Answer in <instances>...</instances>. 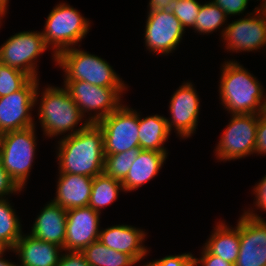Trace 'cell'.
I'll return each instance as SVG.
<instances>
[{
    "mask_svg": "<svg viewBox=\"0 0 266 266\" xmlns=\"http://www.w3.org/2000/svg\"><path fill=\"white\" fill-rule=\"evenodd\" d=\"M57 144L58 173L94 178L104 172L103 133L97 124L89 123L83 130L61 137Z\"/></svg>",
    "mask_w": 266,
    "mask_h": 266,
    "instance_id": "obj_1",
    "label": "cell"
},
{
    "mask_svg": "<svg viewBox=\"0 0 266 266\" xmlns=\"http://www.w3.org/2000/svg\"><path fill=\"white\" fill-rule=\"evenodd\" d=\"M221 66L218 92L227 113H265L266 93L257 77L234 59Z\"/></svg>",
    "mask_w": 266,
    "mask_h": 266,
    "instance_id": "obj_2",
    "label": "cell"
},
{
    "mask_svg": "<svg viewBox=\"0 0 266 266\" xmlns=\"http://www.w3.org/2000/svg\"><path fill=\"white\" fill-rule=\"evenodd\" d=\"M39 85L40 83L35 92V106L37 104L39 106L37 116L46 138L51 139L61 135L67 137L83 130L89 124L64 86L47 84V87L41 88L42 92H40ZM40 93L41 98H39ZM80 122H83L82 125Z\"/></svg>",
    "mask_w": 266,
    "mask_h": 266,
    "instance_id": "obj_3",
    "label": "cell"
},
{
    "mask_svg": "<svg viewBox=\"0 0 266 266\" xmlns=\"http://www.w3.org/2000/svg\"><path fill=\"white\" fill-rule=\"evenodd\" d=\"M56 66L64 72V81H85L101 87H129L105 59L84 51L80 46L63 50Z\"/></svg>",
    "mask_w": 266,
    "mask_h": 266,
    "instance_id": "obj_4",
    "label": "cell"
},
{
    "mask_svg": "<svg viewBox=\"0 0 266 266\" xmlns=\"http://www.w3.org/2000/svg\"><path fill=\"white\" fill-rule=\"evenodd\" d=\"M91 22L71 5L60 2L48 14L41 32L46 46L52 49V59L68 48L80 46L89 33ZM79 44V45H77Z\"/></svg>",
    "mask_w": 266,
    "mask_h": 266,
    "instance_id": "obj_5",
    "label": "cell"
},
{
    "mask_svg": "<svg viewBox=\"0 0 266 266\" xmlns=\"http://www.w3.org/2000/svg\"><path fill=\"white\" fill-rule=\"evenodd\" d=\"M36 127L8 131L0 137L2 166L23 191L36 158Z\"/></svg>",
    "mask_w": 266,
    "mask_h": 266,
    "instance_id": "obj_6",
    "label": "cell"
},
{
    "mask_svg": "<svg viewBox=\"0 0 266 266\" xmlns=\"http://www.w3.org/2000/svg\"><path fill=\"white\" fill-rule=\"evenodd\" d=\"M63 83L83 117L88 123L93 124L117 110L123 104L121 98L128 89V87H101L85 81Z\"/></svg>",
    "mask_w": 266,
    "mask_h": 266,
    "instance_id": "obj_7",
    "label": "cell"
},
{
    "mask_svg": "<svg viewBox=\"0 0 266 266\" xmlns=\"http://www.w3.org/2000/svg\"><path fill=\"white\" fill-rule=\"evenodd\" d=\"M217 142L214 154L219 161H231L254 154L260 114H231Z\"/></svg>",
    "mask_w": 266,
    "mask_h": 266,
    "instance_id": "obj_8",
    "label": "cell"
},
{
    "mask_svg": "<svg viewBox=\"0 0 266 266\" xmlns=\"http://www.w3.org/2000/svg\"><path fill=\"white\" fill-rule=\"evenodd\" d=\"M102 130L104 153L117 154L139 145V112L122 104L96 123Z\"/></svg>",
    "mask_w": 266,
    "mask_h": 266,
    "instance_id": "obj_9",
    "label": "cell"
},
{
    "mask_svg": "<svg viewBox=\"0 0 266 266\" xmlns=\"http://www.w3.org/2000/svg\"><path fill=\"white\" fill-rule=\"evenodd\" d=\"M47 49L41 31H21L10 36L0 46V63L19 69L33 79H39L37 58Z\"/></svg>",
    "mask_w": 266,
    "mask_h": 266,
    "instance_id": "obj_10",
    "label": "cell"
},
{
    "mask_svg": "<svg viewBox=\"0 0 266 266\" xmlns=\"http://www.w3.org/2000/svg\"><path fill=\"white\" fill-rule=\"evenodd\" d=\"M222 41L227 52H254L266 49V17L256 7L244 18H238L225 27Z\"/></svg>",
    "mask_w": 266,
    "mask_h": 266,
    "instance_id": "obj_11",
    "label": "cell"
},
{
    "mask_svg": "<svg viewBox=\"0 0 266 266\" xmlns=\"http://www.w3.org/2000/svg\"><path fill=\"white\" fill-rule=\"evenodd\" d=\"M194 83L185 81L174 91L169 101L170 118L165 117L167 128L172 130L177 137L190 138L198 129L200 114V97L195 89ZM173 128V129H172Z\"/></svg>",
    "mask_w": 266,
    "mask_h": 266,
    "instance_id": "obj_12",
    "label": "cell"
},
{
    "mask_svg": "<svg viewBox=\"0 0 266 266\" xmlns=\"http://www.w3.org/2000/svg\"><path fill=\"white\" fill-rule=\"evenodd\" d=\"M40 79L31 78L20 90L0 97V133L22 130L36 125L33 108Z\"/></svg>",
    "mask_w": 266,
    "mask_h": 266,
    "instance_id": "obj_13",
    "label": "cell"
},
{
    "mask_svg": "<svg viewBox=\"0 0 266 266\" xmlns=\"http://www.w3.org/2000/svg\"><path fill=\"white\" fill-rule=\"evenodd\" d=\"M144 43L150 53L169 55L174 53L185 34L180 21L170 10L147 13ZM173 51V52H172Z\"/></svg>",
    "mask_w": 266,
    "mask_h": 266,
    "instance_id": "obj_14",
    "label": "cell"
},
{
    "mask_svg": "<svg viewBox=\"0 0 266 266\" xmlns=\"http://www.w3.org/2000/svg\"><path fill=\"white\" fill-rule=\"evenodd\" d=\"M101 214L90 206L67 210L64 251H83L99 240Z\"/></svg>",
    "mask_w": 266,
    "mask_h": 266,
    "instance_id": "obj_15",
    "label": "cell"
},
{
    "mask_svg": "<svg viewBox=\"0 0 266 266\" xmlns=\"http://www.w3.org/2000/svg\"><path fill=\"white\" fill-rule=\"evenodd\" d=\"M234 266H266V220L240 216V247Z\"/></svg>",
    "mask_w": 266,
    "mask_h": 266,
    "instance_id": "obj_16",
    "label": "cell"
},
{
    "mask_svg": "<svg viewBox=\"0 0 266 266\" xmlns=\"http://www.w3.org/2000/svg\"><path fill=\"white\" fill-rule=\"evenodd\" d=\"M147 234L145 230L132 225L117 224L100 228L99 240L115 251L130 255L139 263L149 254V248L144 245Z\"/></svg>",
    "mask_w": 266,
    "mask_h": 266,
    "instance_id": "obj_17",
    "label": "cell"
},
{
    "mask_svg": "<svg viewBox=\"0 0 266 266\" xmlns=\"http://www.w3.org/2000/svg\"><path fill=\"white\" fill-rule=\"evenodd\" d=\"M63 251L54 243L23 233L10 252L18 256L19 266H57Z\"/></svg>",
    "mask_w": 266,
    "mask_h": 266,
    "instance_id": "obj_18",
    "label": "cell"
},
{
    "mask_svg": "<svg viewBox=\"0 0 266 266\" xmlns=\"http://www.w3.org/2000/svg\"><path fill=\"white\" fill-rule=\"evenodd\" d=\"M67 210L53 200L47 202L32 224L30 235L64 249Z\"/></svg>",
    "mask_w": 266,
    "mask_h": 266,
    "instance_id": "obj_19",
    "label": "cell"
},
{
    "mask_svg": "<svg viewBox=\"0 0 266 266\" xmlns=\"http://www.w3.org/2000/svg\"><path fill=\"white\" fill-rule=\"evenodd\" d=\"M55 203L65 210L88 206L92 191L93 177L58 173Z\"/></svg>",
    "mask_w": 266,
    "mask_h": 266,
    "instance_id": "obj_20",
    "label": "cell"
},
{
    "mask_svg": "<svg viewBox=\"0 0 266 266\" xmlns=\"http://www.w3.org/2000/svg\"><path fill=\"white\" fill-rule=\"evenodd\" d=\"M168 155L165 152L141 150L125 179L121 182L125 192H131L153 180L162 169Z\"/></svg>",
    "mask_w": 266,
    "mask_h": 266,
    "instance_id": "obj_21",
    "label": "cell"
},
{
    "mask_svg": "<svg viewBox=\"0 0 266 266\" xmlns=\"http://www.w3.org/2000/svg\"><path fill=\"white\" fill-rule=\"evenodd\" d=\"M214 230L203 247L210 253L235 264L240 247V217L236 226L231 227L225 221L215 223Z\"/></svg>",
    "mask_w": 266,
    "mask_h": 266,
    "instance_id": "obj_22",
    "label": "cell"
},
{
    "mask_svg": "<svg viewBox=\"0 0 266 266\" xmlns=\"http://www.w3.org/2000/svg\"><path fill=\"white\" fill-rule=\"evenodd\" d=\"M140 114L139 112L140 149L165 152L168 155L169 152L165 147V143L171 133L167 128L165 116L155 114L143 118Z\"/></svg>",
    "mask_w": 266,
    "mask_h": 266,
    "instance_id": "obj_23",
    "label": "cell"
},
{
    "mask_svg": "<svg viewBox=\"0 0 266 266\" xmlns=\"http://www.w3.org/2000/svg\"><path fill=\"white\" fill-rule=\"evenodd\" d=\"M120 192H125L121 181L107 176L104 172L96 175L93 178L88 206L102 214L101 210L115 202Z\"/></svg>",
    "mask_w": 266,
    "mask_h": 266,
    "instance_id": "obj_24",
    "label": "cell"
},
{
    "mask_svg": "<svg viewBox=\"0 0 266 266\" xmlns=\"http://www.w3.org/2000/svg\"><path fill=\"white\" fill-rule=\"evenodd\" d=\"M90 266H134L137 262L128 254L105 246L100 240L94 241L83 251Z\"/></svg>",
    "mask_w": 266,
    "mask_h": 266,
    "instance_id": "obj_25",
    "label": "cell"
},
{
    "mask_svg": "<svg viewBox=\"0 0 266 266\" xmlns=\"http://www.w3.org/2000/svg\"><path fill=\"white\" fill-rule=\"evenodd\" d=\"M227 20L228 17L226 16V13L220 7L214 4L211 0L207 2L205 1V3H202L199 8V13L192 29L195 33L197 32L200 35H209L222 28L221 35L223 36L225 31L224 26H227L225 24Z\"/></svg>",
    "mask_w": 266,
    "mask_h": 266,
    "instance_id": "obj_26",
    "label": "cell"
},
{
    "mask_svg": "<svg viewBox=\"0 0 266 266\" xmlns=\"http://www.w3.org/2000/svg\"><path fill=\"white\" fill-rule=\"evenodd\" d=\"M8 198L0 199V239L12 248L23 235L21 219Z\"/></svg>",
    "mask_w": 266,
    "mask_h": 266,
    "instance_id": "obj_27",
    "label": "cell"
},
{
    "mask_svg": "<svg viewBox=\"0 0 266 266\" xmlns=\"http://www.w3.org/2000/svg\"><path fill=\"white\" fill-rule=\"evenodd\" d=\"M139 151L140 148H132L126 152L105 154L104 173L122 182L137 158Z\"/></svg>",
    "mask_w": 266,
    "mask_h": 266,
    "instance_id": "obj_28",
    "label": "cell"
},
{
    "mask_svg": "<svg viewBox=\"0 0 266 266\" xmlns=\"http://www.w3.org/2000/svg\"><path fill=\"white\" fill-rule=\"evenodd\" d=\"M30 79L25 72L0 63V97L20 90Z\"/></svg>",
    "mask_w": 266,
    "mask_h": 266,
    "instance_id": "obj_29",
    "label": "cell"
},
{
    "mask_svg": "<svg viewBox=\"0 0 266 266\" xmlns=\"http://www.w3.org/2000/svg\"><path fill=\"white\" fill-rule=\"evenodd\" d=\"M202 3L198 0H173L170 11L180 21L182 27L193 28Z\"/></svg>",
    "mask_w": 266,
    "mask_h": 266,
    "instance_id": "obj_30",
    "label": "cell"
},
{
    "mask_svg": "<svg viewBox=\"0 0 266 266\" xmlns=\"http://www.w3.org/2000/svg\"><path fill=\"white\" fill-rule=\"evenodd\" d=\"M142 266H196V257L191 252L168 255L153 261L150 260Z\"/></svg>",
    "mask_w": 266,
    "mask_h": 266,
    "instance_id": "obj_31",
    "label": "cell"
},
{
    "mask_svg": "<svg viewBox=\"0 0 266 266\" xmlns=\"http://www.w3.org/2000/svg\"><path fill=\"white\" fill-rule=\"evenodd\" d=\"M23 190L10 177L9 173L2 166L0 160V199L9 198L12 194H18Z\"/></svg>",
    "mask_w": 266,
    "mask_h": 266,
    "instance_id": "obj_32",
    "label": "cell"
},
{
    "mask_svg": "<svg viewBox=\"0 0 266 266\" xmlns=\"http://www.w3.org/2000/svg\"><path fill=\"white\" fill-rule=\"evenodd\" d=\"M214 4L220 7L228 18L231 16H237L248 8V3L250 0H211ZM230 16V17H229Z\"/></svg>",
    "mask_w": 266,
    "mask_h": 266,
    "instance_id": "obj_33",
    "label": "cell"
},
{
    "mask_svg": "<svg viewBox=\"0 0 266 266\" xmlns=\"http://www.w3.org/2000/svg\"><path fill=\"white\" fill-rule=\"evenodd\" d=\"M266 155V114H260L257 125V136L254 155Z\"/></svg>",
    "mask_w": 266,
    "mask_h": 266,
    "instance_id": "obj_34",
    "label": "cell"
},
{
    "mask_svg": "<svg viewBox=\"0 0 266 266\" xmlns=\"http://www.w3.org/2000/svg\"><path fill=\"white\" fill-rule=\"evenodd\" d=\"M57 266H90L84 254L77 251H64Z\"/></svg>",
    "mask_w": 266,
    "mask_h": 266,
    "instance_id": "obj_35",
    "label": "cell"
},
{
    "mask_svg": "<svg viewBox=\"0 0 266 266\" xmlns=\"http://www.w3.org/2000/svg\"><path fill=\"white\" fill-rule=\"evenodd\" d=\"M201 249V256L199 258L196 257V266H234L223 258L210 254L203 246Z\"/></svg>",
    "mask_w": 266,
    "mask_h": 266,
    "instance_id": "obj_36",
    "label": "cell"
},
{
    "mask_svg": "<svg viewBox=\"0 0 266 266\" xmlns=\"http://www.w3.org/2000/svg\"><path fill=\"white\" fill-rule=\"evenodd\" d=\"M173 0H149L148 12L170 10Z\"/></svg>",
    "mask_w": 266,
    "mask_h": 266,
    "instance_id": "obj_37",
    "label": "cell"
},
{
    "mask_svg": "<svg viewBox=\"0 0 266 266\" xmlns=\"http://www.w3.org/2000/svg\"><path fill=\"white\" fill-rule=\"evenodd\" d=\"M9 4V0H0V16L1 17H5V15L8 13V5Z\"/></svg>",
    "mask_w": 266,
    "mask_h": 266,
    "instance_id": "obj_38",
    "label": "cell"
},
{
    "mask_svg": "<svg viewBox=\"0 0 266 266\" xmlns=\"http://www.w3.org/2000/svg\"><path fill=\"white\" fill-rule=\"evenodd\" d=\"M13 248L6 243L4 240L0 239V256H4L6 251L9 252L11 251Z\"/></svg>",
    "mask_w": 266,
    "mask_h": 266,
    "instance_id": "obj_39",
    "label": "cell"
},
{
    "mask_svg": "<svg viewBox=\"0 0 266 266\" xmlns=\"http://www.w3.org/2000/svg\"><path fill=\"white\" fill-rule=\"evenodd\" d=\"M5 256H0V266H19L18 262H12L11 260L4 259Z\"/></svg>",
    "mask_w": 266,
    "mask_h": 266,
    "instance_id": "obj_40",
    "label": "cell"
},
{
    "mask_svg": "<svg viewBox=\"0 0 266 266\" xmlns=\"http://www.w3.org/2000/svg\"><path fill=\"white\" fill-rule=\"evenodd\" d=\"M260 12H262L264 14V16L266 17V0L264 1V3L260 6L256 7Z\"/></svg>",
    "mask_w": 266,
    "mask_h": 266,
    "instance_id": "obj_41",
    "label": "cell"
},
{
    "mask_svg": "<svg viewBox=\"0 0 266 266\" xmlns=\"http://www.w3.org/2000/svg\"><path fill=\"white\" fill-rule=\"evenodd\" d=\"M2 21H3V17L0 16V28H1V25H2Z\"/></svg>",
    "mask_w": 266,
    "mask_h": 266,
    "instance_id": "obj_42",
    "label": "cell"
},
{
    "mask_svg": "<svg viewBox=\"0 0 266 266\" xmlns=\"http://www.w3.org/2000/svg\"><path fill=\"white\" fill-rule=\"evenodd\" d=\"M257 1H259V0H257ZM260 1H261V2H260V3H261L260 5H262V4L264 3L265 0H260Z\"/></svg>",
    "mask_w": 266,
    "mask_h": 266,
    "instance_id": "obj_43",
    "label": "cell"
}]
</instances>
